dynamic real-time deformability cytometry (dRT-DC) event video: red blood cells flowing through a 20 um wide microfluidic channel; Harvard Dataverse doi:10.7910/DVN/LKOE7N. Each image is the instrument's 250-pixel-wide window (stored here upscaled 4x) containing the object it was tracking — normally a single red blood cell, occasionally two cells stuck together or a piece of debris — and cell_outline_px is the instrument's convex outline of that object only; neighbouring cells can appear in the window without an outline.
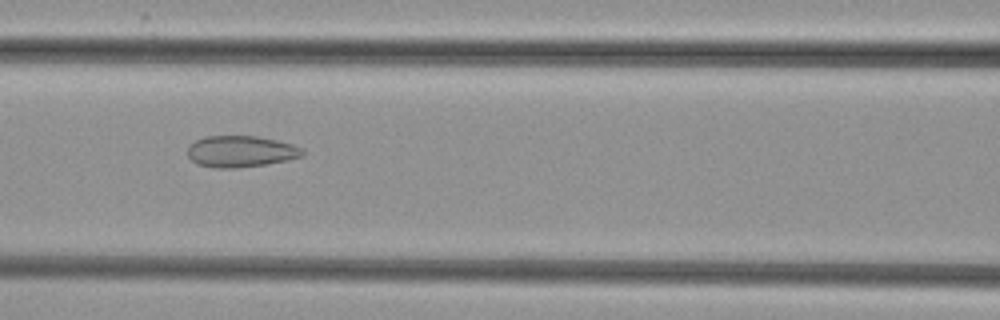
{"species": "common noctule bat (a hibernating species)", "species_latin": "Nyctalus noctula", "temperature_condition": "cold", "stored_images_in_passage": 53, "camera_frame_rate_fps": 3000, "um_per_image_px": 0.085, "animal": {"sex": "female", "body_mass_g": 29.2, "forearm_length_mm": 56.3}, "frame": {"image": 1, "passage_image": 24, "time_ms": 7.667, "image_size_px": [1000, 320], "cell_outline_px": [[304, 156], [288, 160], [264, 164], [236, 168], [216, 168], [196, 164], [188, 156], [188, 144], [204, 136], [256, 136], [276, 140], [292, 144], [304, 148]], "centroid_in_image_um": [20.46, 12.87], "position_along_channel_um": 146.1, "area_um2": 21.15}}
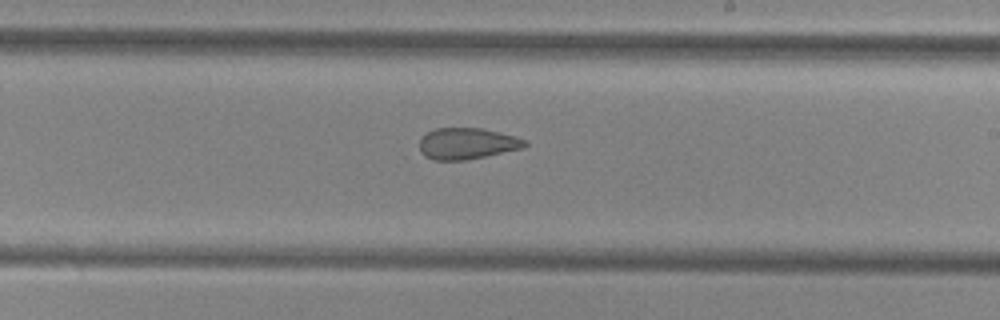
{"frame": {"image": 2, "passage_image": 32, "time_ms": 10.333, "image_size_px": [1000, 320], "cell_outline_px": [[528, 144], [524, 148], [464, 160], [436, 160], [424, 156], [420, 152], [420, 136], [436, 128], [484, 128], [516, 136], [528, 140]], "centroid_in_image_um": [39.72, 12.19], "position_along_channel_um": 249.3, "area_um2": 19.36}}
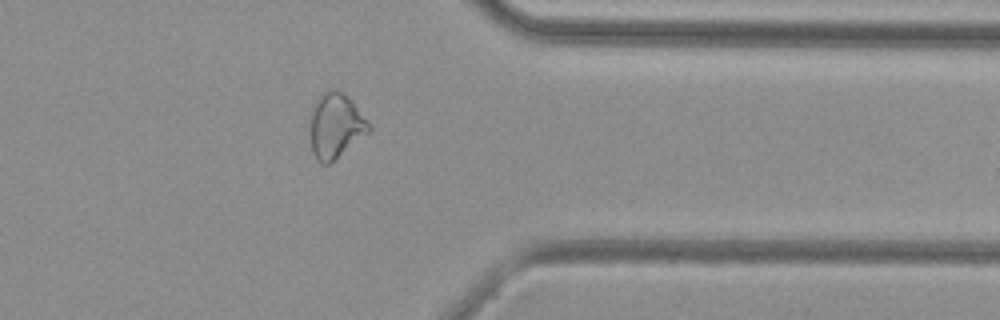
{"frame": {"image": 3, "passage_image": 43, "time_ms": 14.0, "image_size_px": [1000, 320], "cell_outline_px": [[372, 128], [368, 132], [328, 164], [320, 164], [316, 160], [312, 152], [308, 120], [312, 104], [328, 88], [340, 92], [348, 96], [352, 100]], "centroid_in_image_um": [28.45, 10.67], "position_along_channel_um": 382.9, "area_um2": 22.25}}